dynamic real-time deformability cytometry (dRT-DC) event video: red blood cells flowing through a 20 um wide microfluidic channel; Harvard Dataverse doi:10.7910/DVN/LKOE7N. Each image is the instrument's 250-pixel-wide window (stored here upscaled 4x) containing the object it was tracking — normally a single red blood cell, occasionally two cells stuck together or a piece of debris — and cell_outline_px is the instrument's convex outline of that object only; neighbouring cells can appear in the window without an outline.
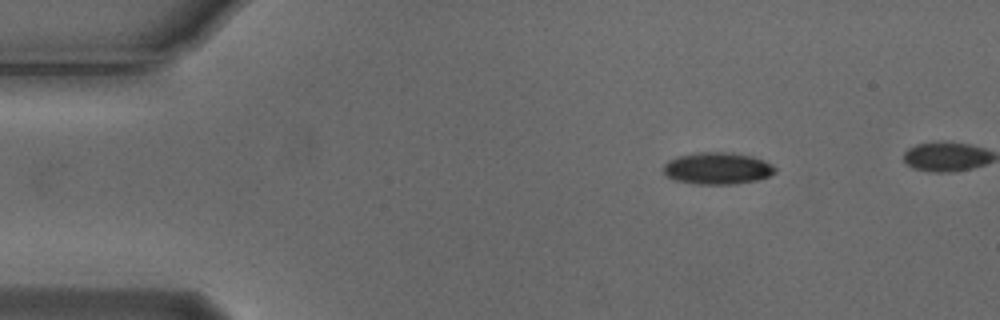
{"species": "Egyptian fruit bat (a non-hibernating species)", "species_latin": "Rousettus aegyptiacus", "temperature_condition": "cold", "stored_images_in_passage": 42, "camera_frame_rate_fps": 3000, "um_per_image_px": 0.085, "animal": {"sex": "male"}, "frame": {"image": 1, "passage_image": 1, "time_ms": 0.0, "image_size_px": [1000, 320], "cell_outline_px": [[776, 172], [768, 176], [756, 180], [736, 184], [696, 184], [672, 180], [664, 172], [664, 164], [668, 160], [676, 156], [696, 152], [732, 152], [752, 156], [764, 160], [772, 164], [776, 168]], "centroid_in_image_um": [60.97, 14.3], "position_along_channel_um": 24.0, "area_um2": 20.98}}
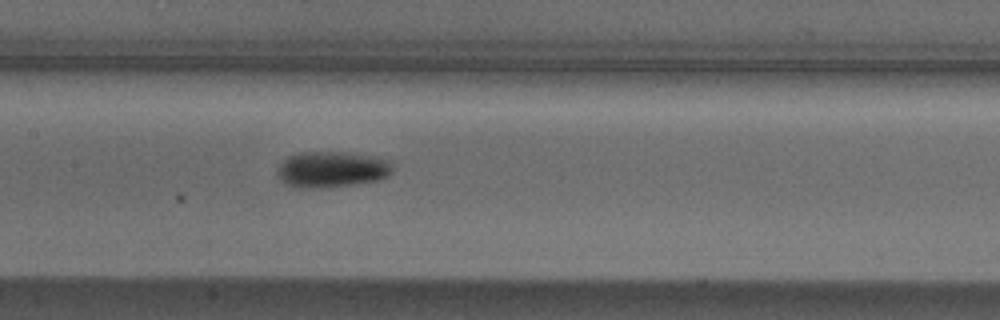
{"frame": {"image": 2, "passage_image": 19, "time_ms": 6.0, "image_size_px": [1000, 320], "cell_outline_px": [[392, 172], [388, 176], [380, 180], [356, 184], [324, 188], [292, 188], [280, 180], [276, 176], [276, 168], [288, 156], [296, 152], [340, 152], [388, 160], [392, 164]], "centroid_in_image_um": [28.12, 14.43], "position_along_channel_um": 179.3, "area_um2": 24.39}}
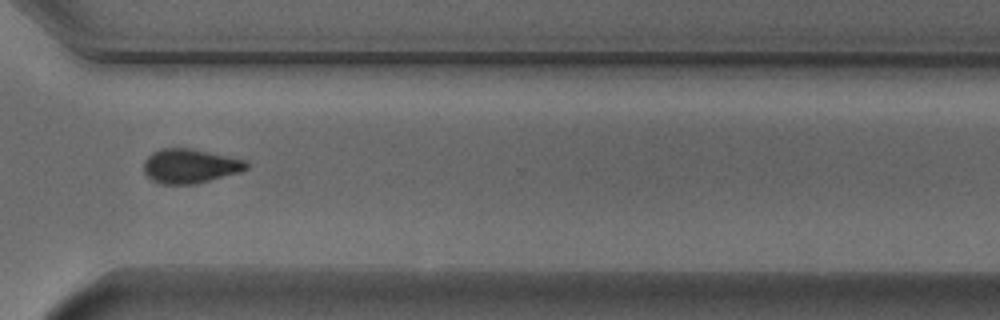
{"frame": {"image": 3, "passage_image": 33, "time_ms": 10.667, "image_size_px": [1000, 320], "cell_outline_px": [[248, 168], [240, 172], [196, 184], [160, 184], [152, 180], [144, 172], [144, 160], [152, 152], [160, 148], [192, 148], [228, 156], [244, 160], [248, 164]], "centroid_in_image_um": [16.13, 14.11], "position_along_channel_um": 354.5, "area_um2": 20.58}, "authors_computed_cell_mechanics": {"area_um2": 21.675, "velocity_mm_per_s": 3.7573, "shape_relaxation_time_tau1_ms": 1.8999, "shape_relaxation_time_tau2_ms": null, "deformation_change_tau1": 0.1037, "deformation_change_tau2": null}}